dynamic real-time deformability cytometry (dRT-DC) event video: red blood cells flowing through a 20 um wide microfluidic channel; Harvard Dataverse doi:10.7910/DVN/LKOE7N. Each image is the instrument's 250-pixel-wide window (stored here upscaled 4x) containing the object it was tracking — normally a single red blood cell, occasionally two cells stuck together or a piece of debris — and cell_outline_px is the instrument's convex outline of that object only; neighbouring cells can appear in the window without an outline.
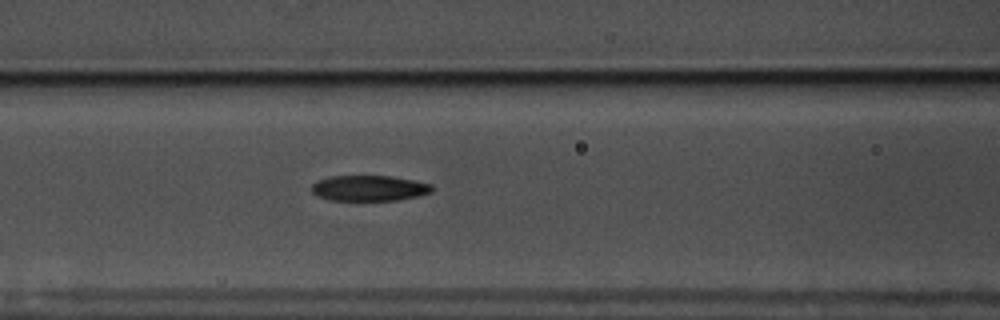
{"species": "common noctule bat (a hibernating species)", "species_latin": "Nyctalus noctula", "temperature_condition": "warm", "stored_images_in_passage": 46, "camera_frame_rate_fps": 3000, "um_per_image_px": 0.085, "animal": {"sex": "male", "body_mass_g": 17.5, "forearm_length_mm": 52.3}, "frame": {"image": 1, "passage_image": 16, "time_ms": 5.0, "image_size_px": [1000, 320], "cell_outline_px": [[432, 192], [416, 196], [396, 200], [328, 200], [316, 196], [312, 192], [312, 184], [316, 180], [328, 176], [392, 176], [432, 184]], "centroid_in_image_um": [31.32, 15.99], "position_along_channel_um": 135.3, "area_um2": 17.98}}
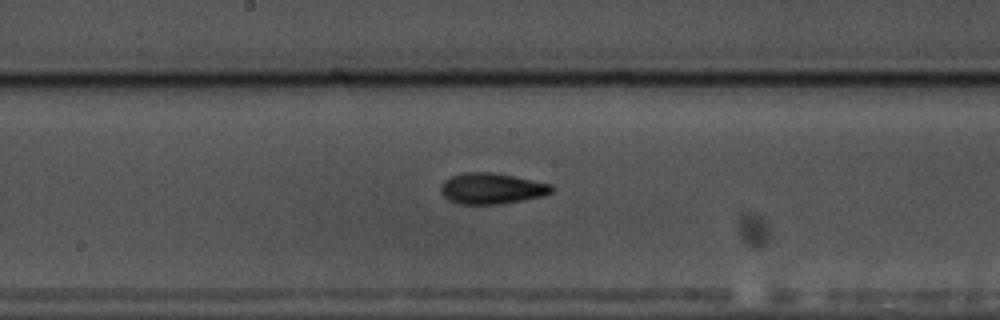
{"frame": {"image": 2, "passage_image": 22, "time_ms": 7.0, "image_size_px": [1000, 320], "cell_outline_px": [[556, 188], [552, 192], [544, 196], [500, 204], [460, 204], [448, 200], [440, 192], [440, 188], [444, 180], [452, 176], [464, 172], [492, 172], [552, 184]], "centroid_in_image_um": [41.8, 16.02], "position_along_channel_um": 206.4, "area_um2": 20.06}}
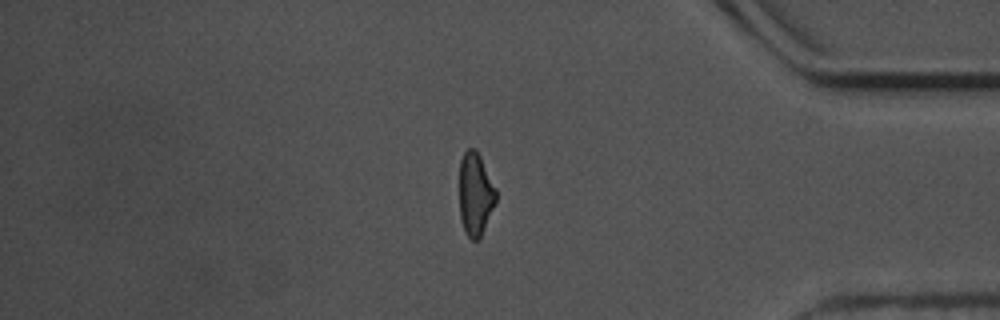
{"frame": {"image": 3, "passage_image": 40, "time_ms": 13.0, "image_size_px": [1000, 320], "cell_outline_px": [[496, 200], [480, 240], [472, 240], [464, 232], [460, 216], [460, 160], [464, 152], [468, 148], [476, 148], [496, 188]], "centroid_in_image_um": [40.4, 16.51], "position_along_channel_um": 394.8, "area_um2": 17.74}}